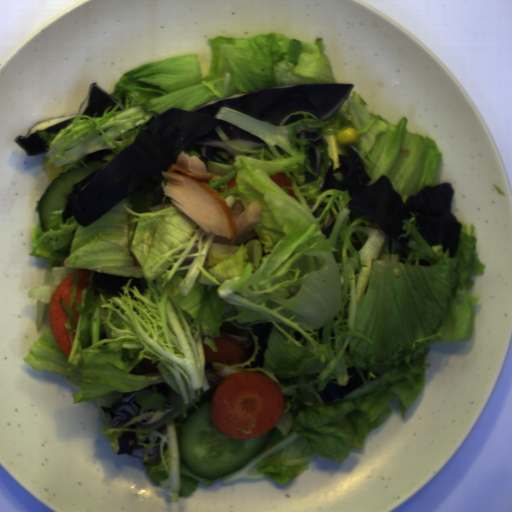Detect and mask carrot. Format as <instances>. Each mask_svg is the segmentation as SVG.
Masks as SVG:
<instances>
[{"mask_svg": "<svg viewBox=\"0 0 512 512\" xmlns=\"http://www.w3.org/2000/svg\"><path fill=\"white\" fill-rule=\"evenodd\" d=\"M284 407L283 393L270 377L250 371L235 372L225 376L214 389L211 423L225 436L250 439L275 427ZM254 421L251 434L236 430H248Z\"/></svg>", "mask_w": 512, "mask_h": 512, "instance_id": "1", "label": "carrot"}, {"mask_svg": "<svg viewBox=\"0 0 512 512\" xmlns=\"http://www.w3.org/2000/svg\"><path fill=\"white\" fill-rule=\"evenodd\" d=\"M217 351H213L209 344H204L205 362L220 364H242L246 361V355L242 347L234 337L226 334L213 336Z\"/></svg>", "mask_w": 512, "mask_h": 512, "instance_id": "3", "label": "carrot"}, {"mask_svg": "<svg viewBox=\"0 0 512 512\" xmlns=\"http://www.w3.org/2000/svg\"><path fill=\"white\" fill-rule=\"evenodd\" d=\"M269 177L281 188L292 187L293 185V179L286 177V174L283 172H277L276 174L270 175Z\"/></svg>", "mask_w": 512, "mask_h": 512, "instance_id": "5", "label": "carrot"}, {"mask_svg": "<svg viewBox=\"0 0 512 512\" xmlns=\"http://www.w3.org/2000/svg\"><path fill=\"white\" fill-rule=\"evenodd\" d=\"M287 191H288V195H289L290 197H294V198H295V197H297V196H296V194H295V192H294V190L287 189Z\"/></svg>", "mask_w": 512, "mask_h": 512, "instance_id": "7", "label": "carrot"}, {"mask_svg": "<svg viewBox=\"0 0 512 512\" xmlns=\"http://www.w3.org/2000/svg\"><path fill=\"white\" fill-rule=\"evenodd\" d=\"M236 175H237V173L231 178V180L228 183H226L227 190L236 186Z\"/></svg>", "mask_w": 512, "mask_h": 512, "instance_id": "6", "label": "carrot"}, {"mask_svg": "<svg viewBox=\"0 0 512 512\" xmlns=\"http://www.w3.org/2000/svg\"><path fill=\"white\" fill-rule=\"evenodd\" d=\"M80 277L77 285L75 300L81 304L83 291L88 287V279L91 270L77 269L71 272L61 280L53 291L48 304V320L50 323L52 335L60 350L68 358L71 352L72 342L66 329L65 323L68 321L67 314L59 303L63 299L67 308L69 306L71 288L74 276Z\"/></svg>", "mask_w": 512, "mask_h": 512, "instance_id": "2", "label": "carrot"}, {"mask_svg": "<svg viewBox=\"0 0 512 512\" xmlns=\"http://www.w3.org/2000/svg\"><path fill=\"white\" fill-rule=\"evenodd\" d=\"M160 361H152L151 359H141L138 363L140 369L145 374H156L158 371V363Z\"/></svg>", "mask_w": 512, "mask_h": 512, "instance_id": "4", "label": "carrot"}]
</instances>
